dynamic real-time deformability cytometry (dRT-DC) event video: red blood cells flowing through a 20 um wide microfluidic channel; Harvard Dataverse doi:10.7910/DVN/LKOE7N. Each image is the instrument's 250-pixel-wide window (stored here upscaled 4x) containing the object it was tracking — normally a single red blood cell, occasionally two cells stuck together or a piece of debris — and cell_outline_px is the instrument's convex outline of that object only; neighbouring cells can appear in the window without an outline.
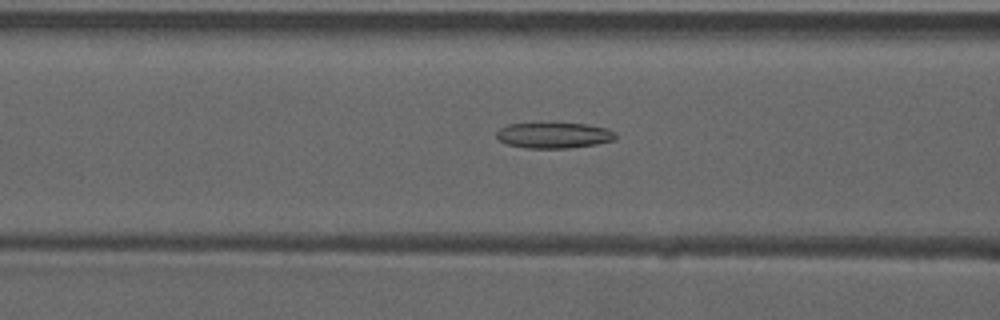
{"species": "common noctule bat (a hibernating species)", "species_latin": "Nyctalus noctula", "temperature_condition": "warm", "stored_images_in_passage": 52, "camera_frame_rate_fps": 3000, "um_per_image_px": 0.085, "animal": {"sex": "male", "forearm_length_mm": 52.5}, "frame": {"image": 1, "passage_image": 22, "time_ms": 7.0, "image_size_px": [1000, 320], "cell_outline_px": [[616, 136], [612, 140], [596, 144], [568, 148], [524, 148], [508, 144], [500, 140], [496, 136], [496, 132], [500, 128], [508, 124], [588, 124], [608, 128], [616, 132]], "centroid_in_image_um": [47.09, 11.51], "position_along_channel_um": 119.5, "area_um2": 17.63}}
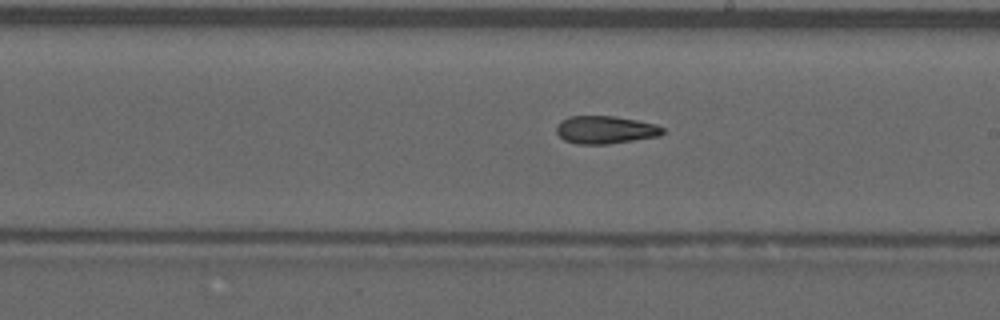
{"frame": {"image": 2, "passage_image": 31, "time_ms": 10.0, "image_size_px": [1000, 320], "cell_outline_px": [[664, 132], [660, 136], [608, 144], [576, 144], [564, 140], [556, 132], [556, 128], [560, 120], [568, 116], [616, 116], [656, 124], [664, 128]], "centroid_in_image_um": [51.44, 11.03], "position_along_channel_um": 237.6, "area_um2": 17.34}}
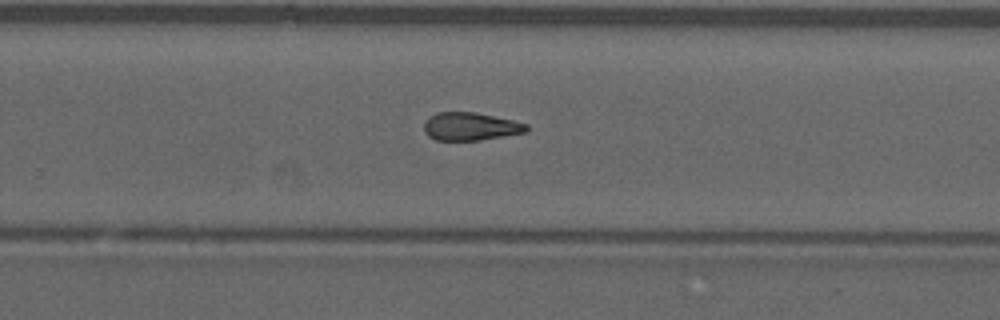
{"frame": {"image": 3, "passage_image": 35, "time_ms": 11.333, "image_size_px": [1000, 320], "cell_outline_px": [[528, 132], [480, 140], [436, 140], [428, 136], [424, 132], [424, 124], [436, 112], [476, 112], [512, 120], [528, 124]], "centroid_in_image_um": [40.01, 10.75], "position_along_channel_um": 289.8, "area_um2": 16.65}}